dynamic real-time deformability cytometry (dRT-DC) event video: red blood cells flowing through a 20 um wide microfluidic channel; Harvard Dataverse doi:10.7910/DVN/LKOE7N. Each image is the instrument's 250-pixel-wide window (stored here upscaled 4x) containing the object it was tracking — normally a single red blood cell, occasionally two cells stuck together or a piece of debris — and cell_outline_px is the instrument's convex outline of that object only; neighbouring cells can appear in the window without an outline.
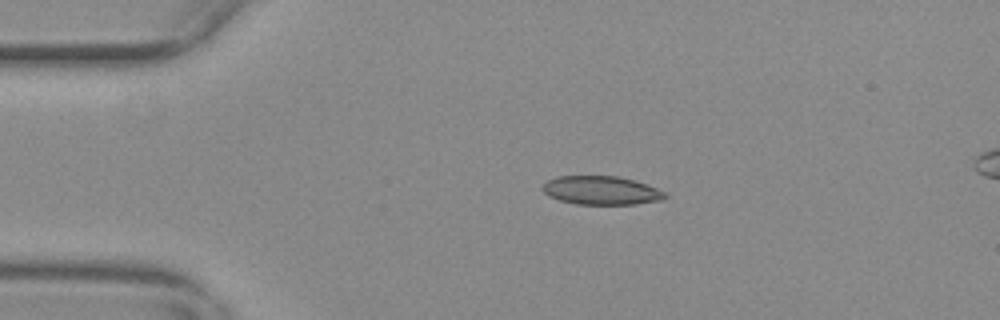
{"species": "common noctule bat (a hibernating species)", "species_latin": "Nyctalus noctula", "temperature_condition": "warm", "stored_images_in_passage": 51, "camera_frame_rate_fps": 3000, "um_per_image_px": 0.085, "animal": {"sex": "female", "body_mass_g": 29.2, "forearm_length_mm": 56.3}, "frame": {"image": 1, "passage_image": 7, "time_ms": 2.0, "image_size_px": [1000, 320], "cell_outline_px": [[668, 196], [660, 200], [636, 204], [576, 204], [560, 200], [548, 196], [540, 188], [548, 180], [556, 176], [620, 176], [668, 192]], "centroid_in_image_um": [51.09, 16.18], "position_along_channel_um": 33.9, "area_um2": 20.4}}
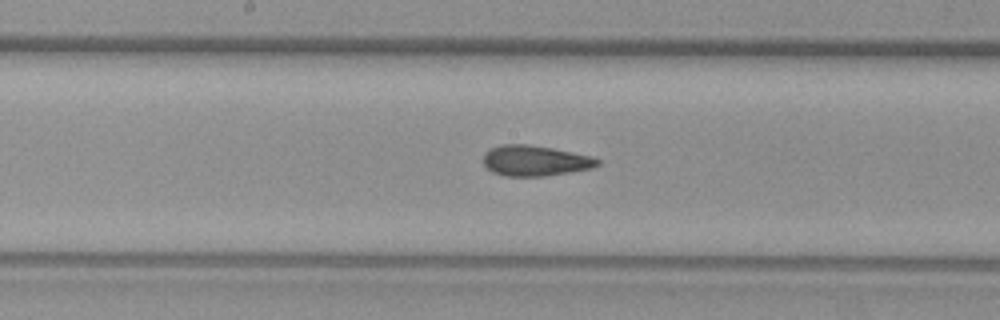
{"frame": {"image": 2, "passage_image": 24, "time_ms": 7.667, "image_size_px": [1000, 320], "cell_outline_px": [[600, 164], [592, 168], [544, 176], [504, 176], [492, 172], [484, 164], [484, 152], [500, 144], [528, 144], [552, 148], [592, 156], [600, 160]], "centroid_in_image_um": [45.47, 13.65], "position_along_channel_um": 202.7, "area_um2": 20.29}}
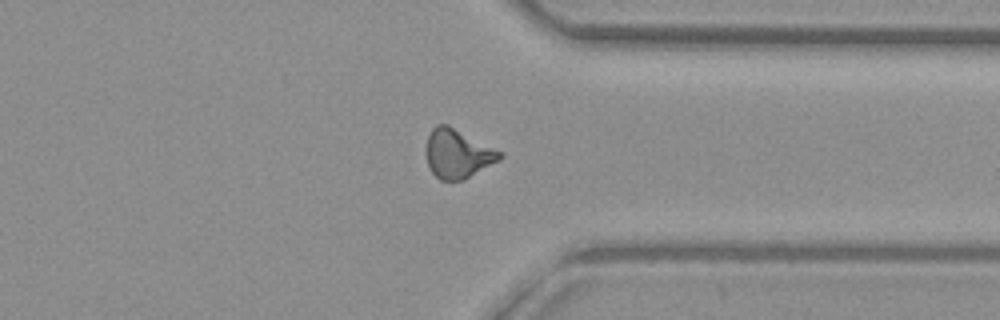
{"frame": {"image": 3, "passage_image": 38, "time_ms": 12.333, "image_size_px": [1000, 320], "cell_outline_px": [[504, 156], [500, 160], [464, 180], [440, 180], [432, 172], [428, 164], [424, 152], [424, 148], [428, 136], [432, 128], [436, 124], [448, 124], [500, 152]], "centroid_in_image_um": [38.85, 13.07], "position_along_channel_um": 372.5, "area_um2": 20.98}, "authors_computed_cell_mechanics": {"area_um2": 20.3456, "velocity_mm_per_s": 3.7016, "shape_relaxation_time_tau1_ms": null, "shape_relaxation_time_tau2_ms": 2.0032, "deformation_change_tau1": null, "deformation_change_tau2": 0.0871}}